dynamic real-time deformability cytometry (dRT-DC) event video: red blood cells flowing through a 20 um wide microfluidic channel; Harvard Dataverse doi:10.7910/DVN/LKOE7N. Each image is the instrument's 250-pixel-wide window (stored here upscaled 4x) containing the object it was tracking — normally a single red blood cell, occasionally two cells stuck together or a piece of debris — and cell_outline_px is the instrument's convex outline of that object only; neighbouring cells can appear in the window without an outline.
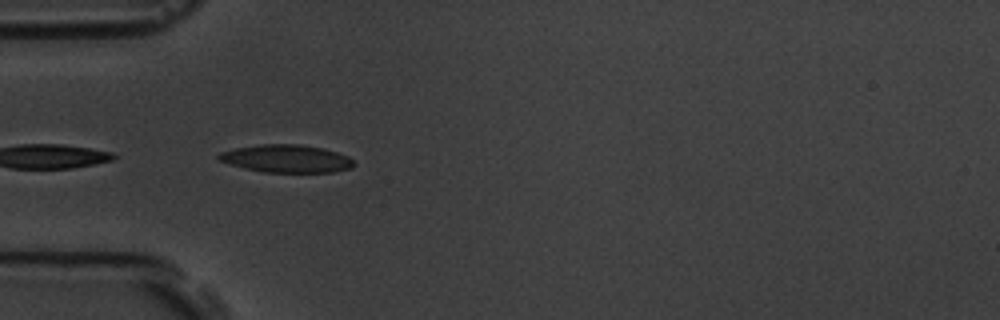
{"species": "common noctule bat (a hibernating species)", "species_latin": "Nyctalus noctula", "temperature_condition": "room temperature", "stored_images_in_passage": 26, "camera_frame_rate_fps": 3000, "um_per_image_px": 0.085, "animal": {"sex": "male", "body_mass_g": 19.5, "forearm_length_mm": 54.6}, "frame": {"image": 1, "passage_image": 1, "time_ms": 0.0, "image_size_px": [1000, 320], "cell_outline_px": [[356, 164], [352, 168], [332, 172], [264, 172], [244, 168], [220, 160], [216, 156], [220, 152], [236, 148], [260, 144], [300, 144], [324, 148], [348, 156]], "centroid_in_image_um": [24.38, 13.48], "position_along_channel_um": 60.6, "area_um2": 21.79}}